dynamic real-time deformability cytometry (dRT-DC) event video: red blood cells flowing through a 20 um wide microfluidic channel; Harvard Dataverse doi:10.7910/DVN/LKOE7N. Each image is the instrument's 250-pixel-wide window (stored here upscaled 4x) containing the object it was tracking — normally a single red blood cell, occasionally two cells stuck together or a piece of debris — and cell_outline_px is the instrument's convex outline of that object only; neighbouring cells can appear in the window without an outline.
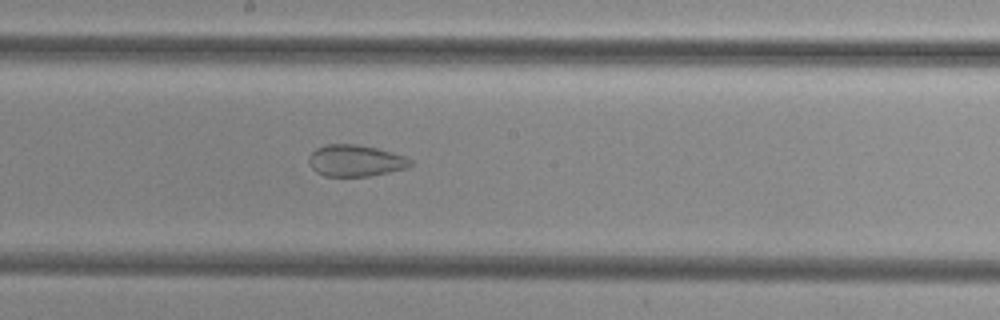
{"species": "common noctule bat (a hibernating species)", "species_latin": "Nyctalus noctula", "temperature_condition": "cold", "stored_images_in_passage": 37, "camera_frame_rate_fps": 3000, "um_per_image_px": 0.085, "animal": {"sex": "female", "body_mass_g": 29.2, "forearm_length_mm": 56.3}, "frame": {"image": 1, "passage_image": 14, "time_ms": 4.333, "image_size_px": [1000, 320], "cell_outline_px": [[412, 164], [408, 168], [372, 176], [324, 176], [316, 172], [312, 168], [308, 160], [308, 156], [316, 148], [328, 144], [356, 144], [376, 148], [392, 152], [404, 156], [412, 160]], "centroid_in_image_um": [30.22, 13.66], "position_along_channel_um": 218.0, "area_um2": 18.79}}
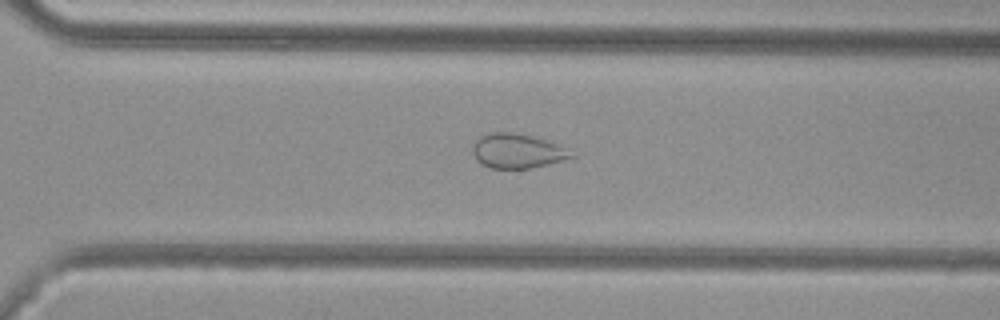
{"frame": {"image": 2, "passage_image": 22, "time_ms": 7.0, "image_size_px": [1000, 320], "cell_outline_px": [[576, 156], [564, 160], [548, 164], [528, 168], [492, 168], [480, 164], [476, 160], [472, 152], [472, 144], [480, 136], [488, 132], [512, 132], [532, 136], [568, 148]], "centroid_in_image_um": [43.93, 12.83], "position_along_channel_um": 326.7, "area_um2": 19.88}}
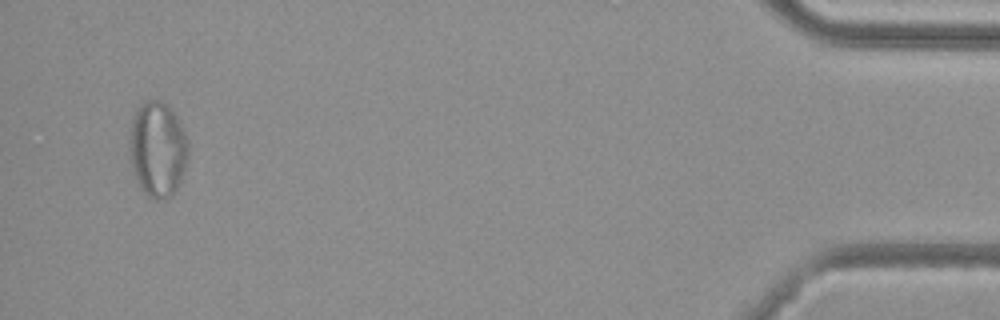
{"frame": {"image": 3, "passage_image": 35, "time_ms": 11.333, "image_size_px": [1000, 320], "cell_outline_px": [[188, 156], [180, 184], [172, 196], [160, 200], [152, 200], [140, 188], [136, 180], [128, 160], [128, 144], [132, 116], [140, 104], [144, 100], [160, 100], [168, 104], [176, 116], [184, 132], [188, 144]], "centroid_in_image_um": [13.36, 12.7], "position_along_channel_um": 421.8, "area_um2": 33.47}}